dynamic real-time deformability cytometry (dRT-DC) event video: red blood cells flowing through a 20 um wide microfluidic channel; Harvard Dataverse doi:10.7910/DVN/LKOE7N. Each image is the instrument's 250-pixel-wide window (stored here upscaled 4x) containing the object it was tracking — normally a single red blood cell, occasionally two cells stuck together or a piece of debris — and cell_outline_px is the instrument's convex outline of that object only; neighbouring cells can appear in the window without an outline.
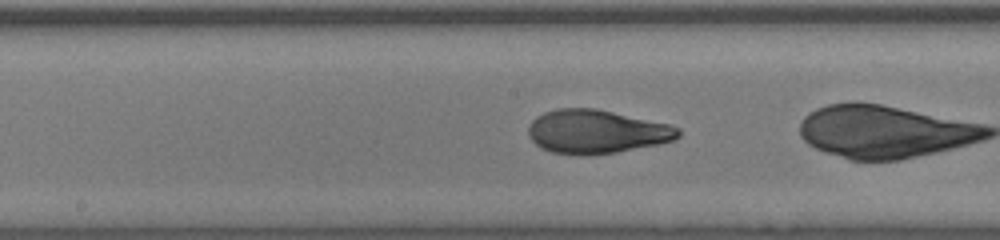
{"species": "human", "species_latin": "Homo sapiens", "temperature_condition": "room temperature", "stored_images_in_passage": 49, "camera_frame_rate_fps": 3000, "um_per_image_px": 0.085, "donor": {"sex": "male"}, "frame": {"image": 1, "passage_image": 34, "time_ms": 11.0, "image_size_px": [1000, 240], "cell_outline_px": [[680, 136], [672, 140], [656, 144], [616, 152], [580, 156], [552, 152], [540, 148], [528, 136], [528, 128], [532, 120], [536, 116], [544, 112], [556, 108], [596, 108], [672, 124], [680, 128]], "centroid_in_image_um": [50.68, 11.18], "position_along_channel_um": 197.5, "area_um2": 38.38}}
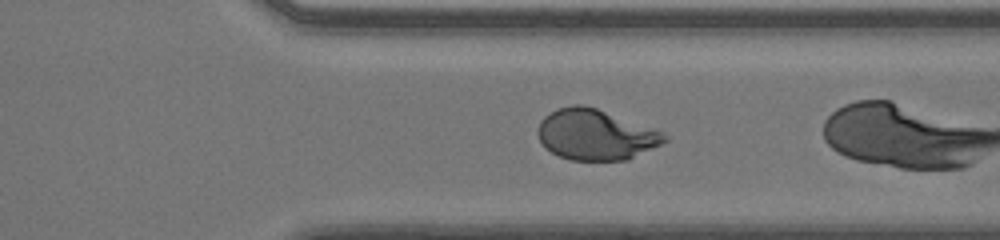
{"frame": {"image": 2, "passage_image": 46, "time_ms": 15.0, "image_size_px": [1000, 240], "cell_outline_px": [[668, 140], [660, 144], [624, 160], [572, 160], [560, 156], [544, 148], [536, 132], [540, 120], [544, 116], [556, 108], [572, 104], [584, 104], [596, 108], [664, 132], [668, 136]], "centroid_in_image_um": [50.57, 11.42], "position_along_channel_um": 360.8, "area_um2": 37.17}}